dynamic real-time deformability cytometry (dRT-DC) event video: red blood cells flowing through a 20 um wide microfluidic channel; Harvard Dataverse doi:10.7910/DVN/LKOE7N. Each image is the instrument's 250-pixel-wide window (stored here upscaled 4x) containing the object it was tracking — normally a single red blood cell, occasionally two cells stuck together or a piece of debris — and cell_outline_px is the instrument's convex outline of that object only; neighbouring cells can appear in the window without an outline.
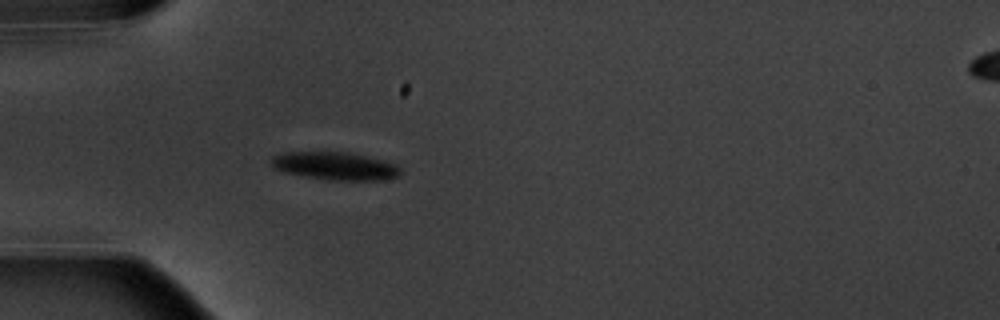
{"species": "common noctule bat (a hibernating species)", "species_latin": "Nyctalus noctula", "temperature_condition": "warm", "stored_images_in_passage": 4, "camera_frame_rate_fps": 3000, "um_per_image_px": 0.085, "animal": {"sex": "male", "body_mass_g": 20.1, "forearm_length_mm": 53.5}, "frame": {"image": 1, "passage_image": 4, "time_ms": 4.333, "image_size_px": [1000, 320], "cell_outline_px": [[400, 176], [384, 180], [328, 180], [304, 176], [284, 172], [276, 168], [268, 160], [272, 156], [284, 152], [348, 152], [384, 160], [396, 164], [400, 168]], "centroid_in_image_um": [28.49, 14.11], "position_along_channel_um": 56.5, "area_um2": 21.1}}